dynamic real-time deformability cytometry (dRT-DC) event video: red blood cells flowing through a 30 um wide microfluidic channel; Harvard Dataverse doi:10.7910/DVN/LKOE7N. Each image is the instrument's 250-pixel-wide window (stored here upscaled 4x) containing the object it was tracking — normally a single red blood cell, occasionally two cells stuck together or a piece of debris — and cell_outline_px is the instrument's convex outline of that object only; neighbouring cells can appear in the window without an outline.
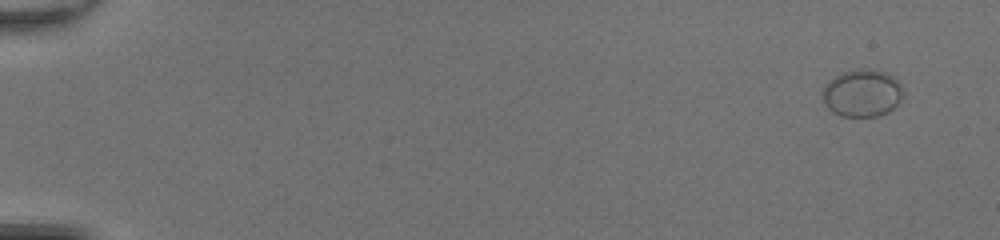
{"species": "common noctule bat (a hibernating species)", "species_latin": "Nyctalus noctula", "temperature_condition": "room temperature", "stored_images_in_passage": 48, "camera_frame_rate_fps": 3000, "um_per_image_px": 0.085, "animal": {"sex": "female", "body_mass_g": 20.0, "forearm_length_mm": 54.0}, "frame": {"image": 1, "passage_image": 1, "time_ms": 0.0, "image_size_px": [1000, 240], "cell_outline_px": [[904, 92], [900, 100], [888, 112], [876, 116], [840, 116], [832, 112], [824, 104], [820, 96], [824, 84], [828, 80], [844, 72], [872, 68], [888, 72], [896, 76]], "centroid_in_image_um": [73.27, 7.9], "position_along_channel_um": 11.7, "area_um2": 22.6}}
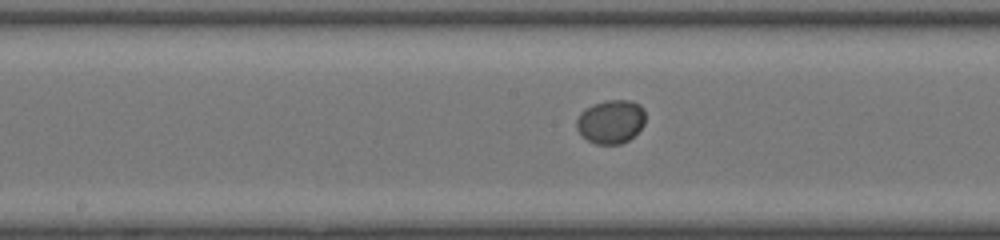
{"frame": {"image": 2, "passage_image": 26, "time_ms": 8.333, "image_size_px": [1000, 240], "cell_outline_px": [[644, 124], [628, 140], [620, 144], [596, 144], [588, 140], [576, 128], [576, 120], [580, 112], [584, 108], [592, 104], [608, 100], [632, 100], [640, 104], [644, 108]], "centroid_in_image_um": [51.91, 10.31], "position_along_channel_um": 196.3, "area_um2": 17.51}}
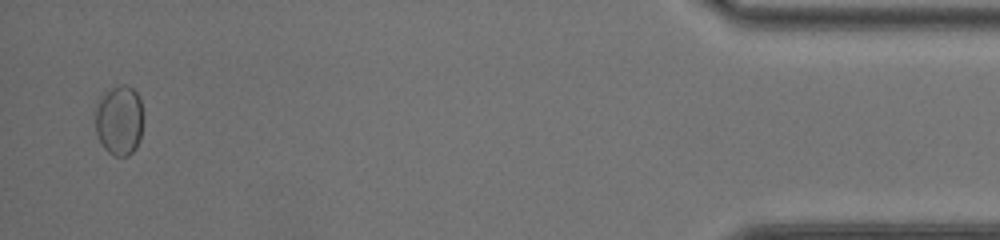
{"frame": {"image": 3, "passage_image": 47, "time_ms": 15.333, "image_size_px": [1000, 240], "cell_outline_px": [[144, 120], [140, 140], [136, 148], [128, 156], [116, 156], [108, 152], [104, 148], [96, 132], [96, 104], [112, 88], [120, 84], [124, 84], [132, 88], [136, 92], [140, 100], [144, 116]], "centroid_in_image_um": [10.18, 10.25], "position_along_channel_um": 425.0, "area_um2": 19.59}, "authors_computed_cell_mechanics": {"area_um2": 18.0047, "velocity_mm_per_s": 4.302, "shape_relaxation_time_tau1_ms": 6.2836, "shape_relaxation_time_tau2_ms": null, "deformation_change_tau1": 0.061, "deformation_change_tau2": null}}